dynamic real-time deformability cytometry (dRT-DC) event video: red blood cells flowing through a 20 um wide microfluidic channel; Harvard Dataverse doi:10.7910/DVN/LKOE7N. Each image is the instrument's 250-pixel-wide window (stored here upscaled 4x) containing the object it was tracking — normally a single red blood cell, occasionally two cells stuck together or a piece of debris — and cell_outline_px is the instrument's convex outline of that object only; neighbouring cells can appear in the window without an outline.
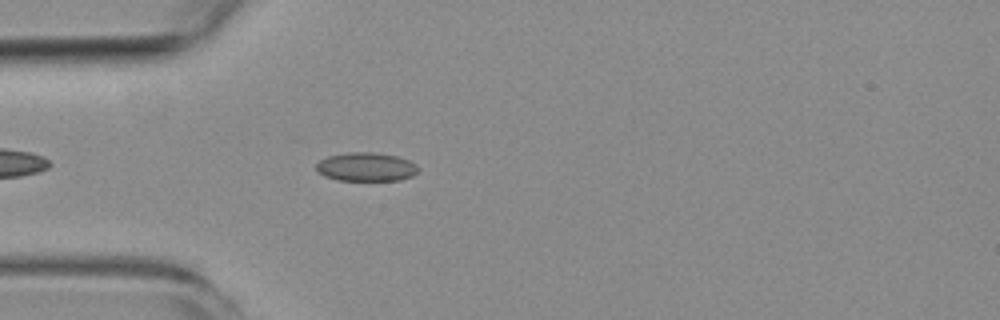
{"species": "common noctule bat (a hibernating species)", "species_latin": "Nyctalus noctula", "temperature_condition": "room temperature", "stored_images_in_passage": 3, "camera_frame_rate_fps": 3000, "um_per_image_px": 0.085, "animal": {"sex": "female", "body_mass_g": 19.3, "forearm_length_mm": 54.1}, "frame": {"image": 1, "passage_image": 3, "time_ms": 3.333, "image_size_px": [1000, 320], "cell_outline_px": [[420, 168], [412, 176], [400, 180], [336, 180], [324, 176], [316, 168], [316, 164], [320, 160], [328, 156], [348, 152], [372, 152], [396, 156], [408, 160], [416, 164]], "centroid_in_image_um": [31.12, 14.18], "position_along_channel_um": 53.9, "area_um2": 16.99}}